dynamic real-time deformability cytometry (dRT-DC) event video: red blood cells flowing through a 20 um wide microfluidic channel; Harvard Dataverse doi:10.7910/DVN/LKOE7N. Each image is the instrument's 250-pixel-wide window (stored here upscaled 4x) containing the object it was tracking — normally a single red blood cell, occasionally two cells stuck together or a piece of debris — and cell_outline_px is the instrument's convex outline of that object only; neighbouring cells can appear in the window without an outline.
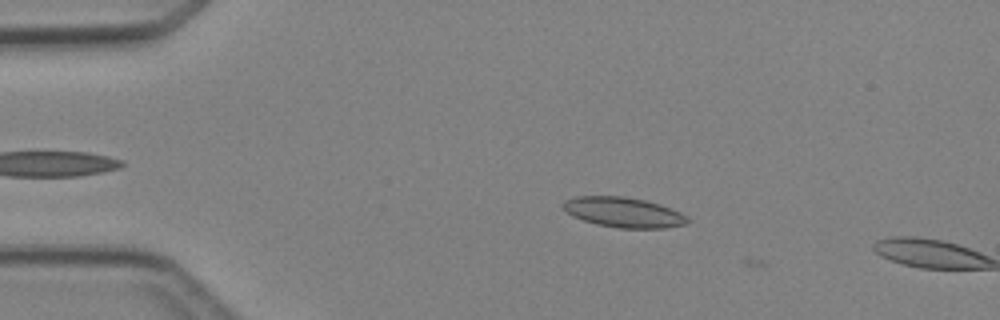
{"species": "Egyptian fruit bat (a non-hibernating species)", "species_latin": "Rousettus aegyptiacus", "temperature_condition": "cold", "stored_images_in_passage": 2, "camera_frame_rate_fps": 3000, "um_per_image_px": 0.085, "animal": {"sex": "female"}, "frame": {"image": 1, "passage_image": 1, "time_ms": 0.0, "image_size_px": [1000, 320], "cell_outline_px": [[688, 224], [664, 228], [620, 228], [596, 224], [572, 216], [560, 204], [564, 200], [576, 196], [624, 196], [644, 200], [660, 204], [680, 212], [688, 216]], "centroid_in_image_um": [53.0, 18.04], "position_along_channel_um": 32.0, "area_um2": 21.85}}